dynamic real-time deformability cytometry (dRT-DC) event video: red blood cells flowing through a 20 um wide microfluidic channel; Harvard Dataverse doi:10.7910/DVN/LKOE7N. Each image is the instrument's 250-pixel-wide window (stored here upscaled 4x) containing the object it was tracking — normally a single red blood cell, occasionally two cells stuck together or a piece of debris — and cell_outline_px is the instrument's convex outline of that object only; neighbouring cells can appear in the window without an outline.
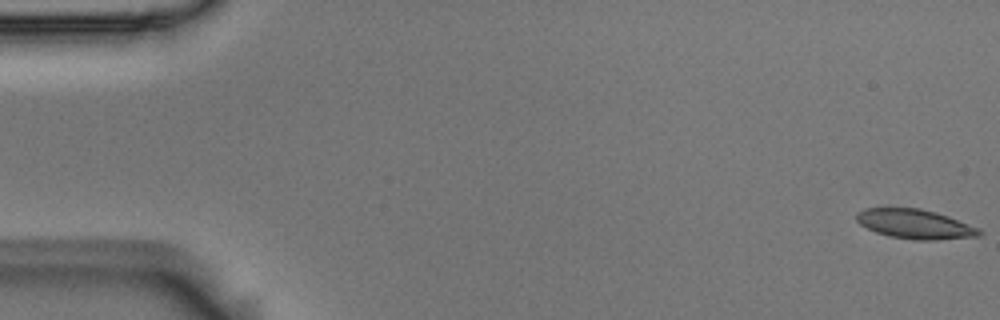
{"species": "Egyptian fruit bat (a non-hibernating species)", "species_latin": "Rousettus aegyptiacus", "temperature_condition": "room temperature", "stored_images_in_passage": 54, "camera_frame_rate_fps": 3000, "um_per_image_px": 0.085, "animal": {"sex": "male"}, "frame": {"image": 1, "passage_image": 1, "time_ms": 0.0, "image_size_px": [1000, 320], "cell_outline_px": [[984, 232], [980, 236], [936, 240], [920, 240], [892, 236], [876, 232], [860, 224], [856, 220], [856, 212], [864, 208], [920, 208], [936, 212], [948, 216], [980, 228]], "centroid_in_image_um": [77.81, 19.04], "position_along_channel_um": 7.2, "area_um2": 21.04}}
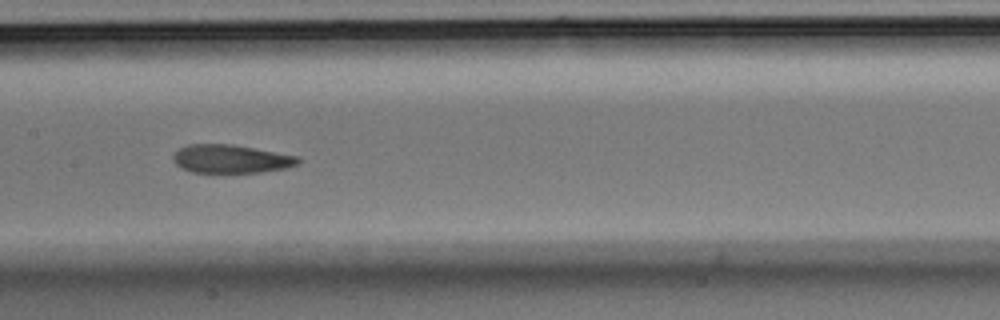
{"frame": {"image": 2, "passage_image": 27, "time_ms": 8.667, "image_size_px": [1000, 320], "cell_outline_px": [[300, 164], [284, 168], [260, 172], [192, 172], [180, 168], [172, 160], [172, 156], [180, 148], [188, 144], [232, 144], [300, 156]], "centroid_in_image_um": [19.63, 13.5], "position_along_channel_um": 187.8, "area_um2": 20.69}}
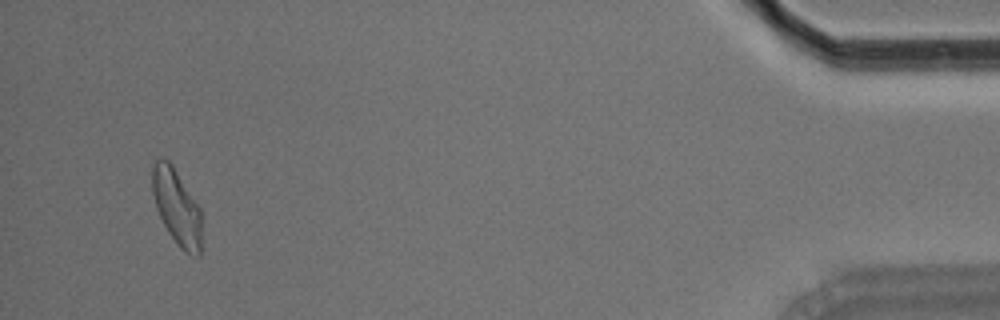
{"frame": {"image": 3, "passage_image": 52, "time_ms": 17.0, "image_size_px": [1000, 320], "cell_outline_px": [[200, 256], [196, 256], [184, 252], [176, 244], [168, 232], [156, 208], [152, 192], [152, 164], [160, 156], [164, 156], [172, 164], [200, 208]], "centroid_in_image_um": [14.99, 17.56], "position_along_channel_um": 420.2, "area_um2": 21.73}, "authors_computed_cell_mechanics": {"area_um2": 21.5594, "velocity_mm_per_s": 3.7056, "shape_relaxation_time_tau1_ms": 5.7352, "shape_relaxation_time_tau2_ms": 3.0675, "deformation_change_tau1": 0.1803, "deformation_change_tau2": 0.1031}}